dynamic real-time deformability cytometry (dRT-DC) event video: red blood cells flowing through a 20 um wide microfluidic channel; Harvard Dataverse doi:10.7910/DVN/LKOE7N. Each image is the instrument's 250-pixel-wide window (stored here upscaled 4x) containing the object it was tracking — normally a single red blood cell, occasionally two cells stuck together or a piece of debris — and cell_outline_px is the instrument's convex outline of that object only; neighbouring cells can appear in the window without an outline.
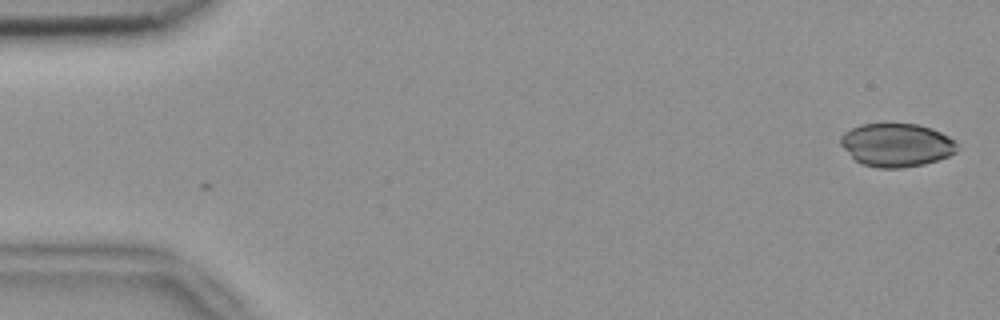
{"species": "common noctule bat (a hibernating species)", "species_latin": "Nyctalus noctula", "temperature_condition": "room temperature", "stored_images_in_passage": 3, "camera_frame_rate_fps": 3000, "um_per_image_px": 0.085, "animal": {"sex": "female", "body_mass_g": 18.4}, "frame": {"image": 1, "passage_image": 2, "time_ms": 0.333, "image_size_px": [1000, 320], "cell_outline_px": [[956, 152], [948, 156], [924, 164], [904, 168], [876, 168], [864, 164], [856, 160], [840, 144], [840, 136], [844, 132], [860, 124], [920, 124], [932, 128], [948, 136], [956, 144]], "centroid_in_image_um": [76.19, 12.32], "position_along_channel_um": 8.8, "area_um2": 29.25}}